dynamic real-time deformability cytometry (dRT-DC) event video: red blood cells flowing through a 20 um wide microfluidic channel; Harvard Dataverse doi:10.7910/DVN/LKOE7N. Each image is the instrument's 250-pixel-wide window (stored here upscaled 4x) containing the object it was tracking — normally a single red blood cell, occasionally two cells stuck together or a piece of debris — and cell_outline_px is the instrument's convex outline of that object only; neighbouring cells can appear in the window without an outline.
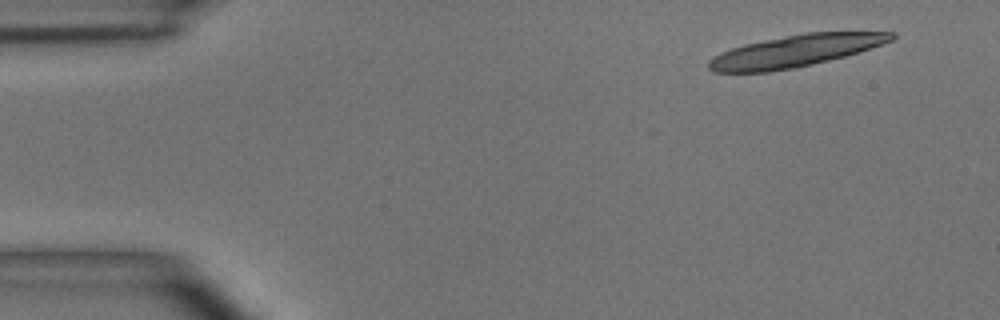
{"species": "common noctule bat (a hibernating species)", "species_latin": "Nyctalus noctula", "temperature_condition": "room temperature", "stored_images_in_passage": 14, "camera_frame_rate_fps": 3000, "um_per_image_px": 0.085, "animal": {"sex": "male", "body_mass_g": 15.6}, "frame": {"image": 1, "passage_image": 1, "time_ms": 0.0, "image_size_px": [1000, 320], "cell_outline_px": [[896, 36], [892, 40], [844, 56], [796, 68], [768, 72], [712, 72], [708, 68], [708, 60], [720, 52], [744, 44], [804, 32], [896, 32]], "centroid_in_image_um": [67.54, 4.34], "position_along_channel_um": 17.5, "area_um2": 33.64}}